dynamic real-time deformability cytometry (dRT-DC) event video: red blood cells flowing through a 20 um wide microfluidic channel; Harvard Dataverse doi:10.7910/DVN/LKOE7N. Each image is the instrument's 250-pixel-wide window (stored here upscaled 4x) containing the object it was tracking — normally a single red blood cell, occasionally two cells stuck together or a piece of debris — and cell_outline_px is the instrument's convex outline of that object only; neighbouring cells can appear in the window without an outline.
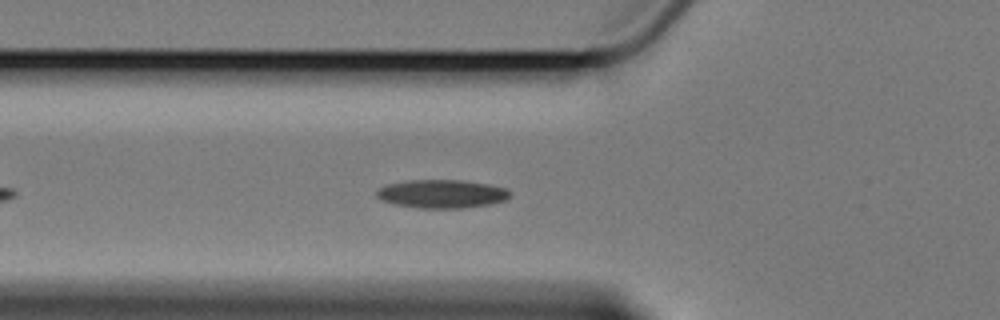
{"species": "Egyptian fruit bat (a non-hibernating species)", "species_latin": "Rousettus aegyptiacus", "temperature_condition": "cold", "stored_images_in_passage": 5, "camera_frame_rate_fps": 3000, "um_per_image_px": 0.085, "animal": {"sex": "female"}, "frame": {"image": 1, "passage_image": 5, "time_ms": 4.667, "image_size_px": [1000, 320], "cell_outline_px": [[512, 196], [504, 200], [492, 204], [464, 208], [416, 208], [392, 204], [380, 200], [376, 196], [376, 192], [380, 188], [388, 184], [412, 180], [460, 180], [488, 184], [504, 188], [512, 192]], "centroid_in_image_um": [37.56, 16.49], "position_along_channel_um": 88.2, "area_um2": 22.2}}